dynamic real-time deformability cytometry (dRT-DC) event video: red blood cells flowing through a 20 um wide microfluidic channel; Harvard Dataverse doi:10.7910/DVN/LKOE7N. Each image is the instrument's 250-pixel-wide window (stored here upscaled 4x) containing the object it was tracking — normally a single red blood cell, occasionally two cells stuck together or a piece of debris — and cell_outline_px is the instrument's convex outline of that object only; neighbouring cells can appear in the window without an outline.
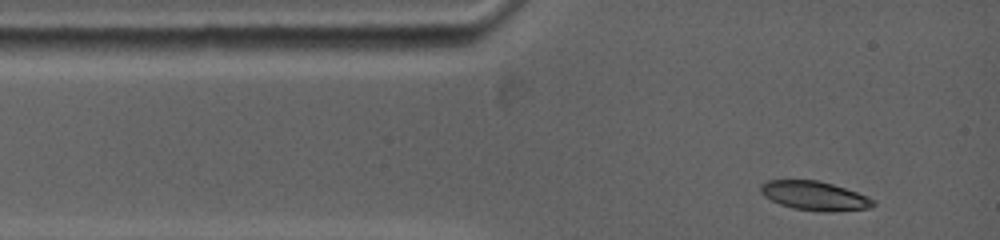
{"species": "common noctule bat (a hibernating species)", "species_latin": "Nyctalus noctula", "temperature_condition": "warm", "stored_images_in_passage": 3, "camera_frame_rate_fps": 5000, "um_per_image_px": 0.085, "animal": {"sex": "female", "body_mass_g": 19.0, "forearm_length_mm": 53.3}, "frame": {"image": 1, "passage_image": 1, "time_ms": 0.0, "image_size_px": [1000, 240], "cell_outline_px": [[876, 204], [868, 208], [828, 212], [816, 212], [792, 208], [780, 204], [764, 196], [760, 192], [760, 184], [768, 180], [816, 180], [832, 184], [868, 196], [876, 200]], "centroid_in_image_um": [69.23, 16.65], "position_along_channel_um": 15.8, "area_um2": 19.13}}
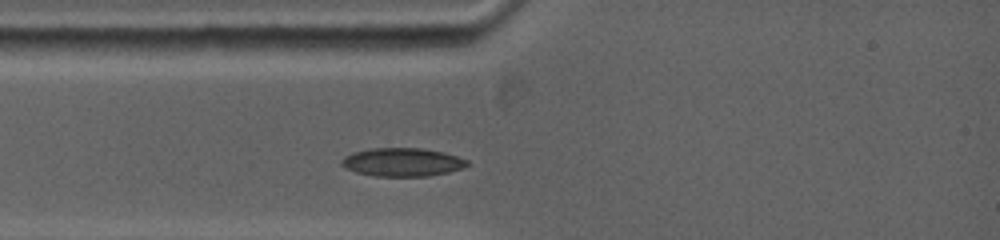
{"frame": {"image": 2, "passage_image": 3, "time_ms": 1.6, "image_size_px": [1000, 240], "cell_outline_px": [[468, 164], [460, 168], [448, 172], [428, 176], [376, 176], [356, 172], [340, 164], [340, 160], [344, 156], [352, 152], [372, 148], [420, 148], [444, 152], [468, 160]], "centroid_in_image_um": [34.17, 13.77], "position_along_channel_um": 50.8, "area_um2": 20.63}}